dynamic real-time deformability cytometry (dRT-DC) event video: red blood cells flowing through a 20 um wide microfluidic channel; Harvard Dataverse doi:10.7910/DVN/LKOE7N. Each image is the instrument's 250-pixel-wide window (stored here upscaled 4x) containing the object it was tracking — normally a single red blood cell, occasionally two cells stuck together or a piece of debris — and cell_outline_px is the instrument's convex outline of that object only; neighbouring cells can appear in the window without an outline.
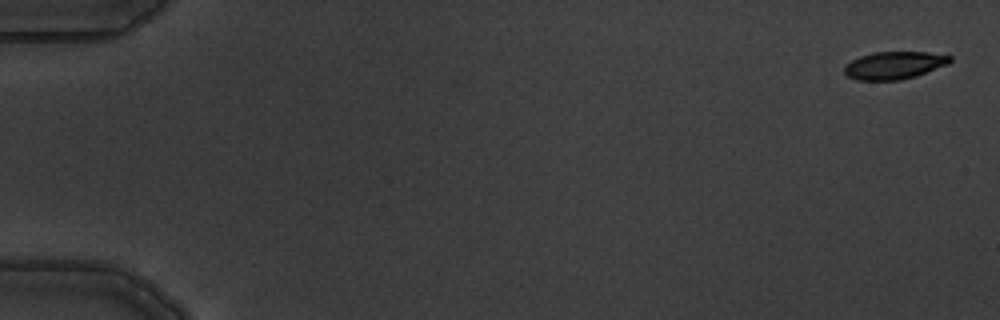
{"species": "common noctule bat (a hibernating species)", "species_latin": "Nyctalus noctula", "temperature_condition": "warm", "stored_images_in_passage": 6, "camera_frame_rate_fps": 3000, "um_per_image_px": 0.085, "animal": {"sex": "male", "body_mass_g": 19.5, "forearm_length_mm": 54.6}, "frame": {"image": 1, "passage_image": 1, "time_ms": 0.0, "image_size_px": [1000, 320], "cell_outline_px": [[952, 60], [948, 64], [916, 76], [900, 80], [856, 80], [848, 76], [844, 72], [844, 64], [860, 56], [872, 52], [928, 52], [952, 56]], "centroid_in_image_um": [75.99, 5.55], "position_along_channel_um": 9.0, "area_um2": 17.05}}
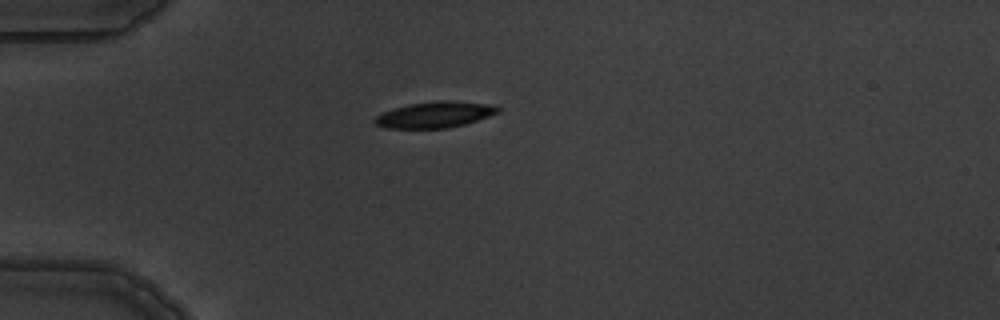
{"frame": {"image": 2, "passage_image": 5, "time_ms": 4.667, "image_size_px": [1000, 320], "cell_outline_px": [[500, 112], [464, 124], [448, 128], [384, 128], [376, 124], [372, 120], [376, 116], [384, 112], [408, 104], [436, 100], [452, 100], [496, 104], [500, 108]], "centroid_in_image_um": [37.0, 9.73], "position_along_channel_um": 48.0, "area_um2": 18.84}}